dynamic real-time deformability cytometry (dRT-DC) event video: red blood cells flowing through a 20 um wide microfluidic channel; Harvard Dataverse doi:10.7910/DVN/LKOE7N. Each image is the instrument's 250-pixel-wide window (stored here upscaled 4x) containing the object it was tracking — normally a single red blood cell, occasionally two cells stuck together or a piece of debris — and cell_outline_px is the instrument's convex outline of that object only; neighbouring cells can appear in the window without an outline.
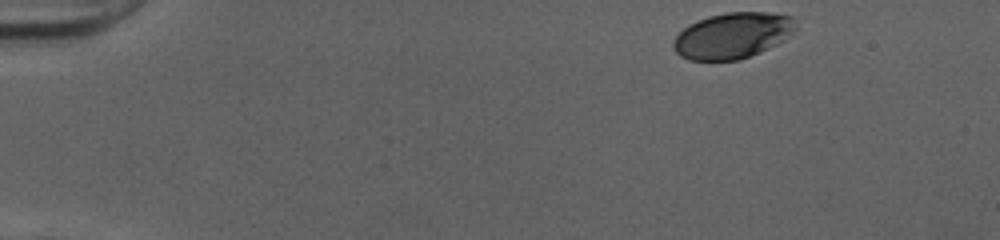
{"species": "human", "species_latin": "Homo sapiens", "temperature_condition": "cold", "stored_images_in_passage": 46, "camera_frame_rate_fps": 3000, "um_per_image_px": 0.085, "donor": {"sex": "female"}, "frame": {"image": 1, "passage_image": 1, "time_ms": 0.0, "image_size_px": [1000, 240], "cell_outline_px": [[796, 28], [784, 40], [776, 44], [740, 60], [688, 60], [680, 56], [672, 48], [672, 40], [684, 28], [708, 16], [728, 12], [768, 12], [792, 16]], "centroid_in_image_um": [62.24, 3.02], "position_along_channel_um": 22.8, "area_um2": 32.48}}
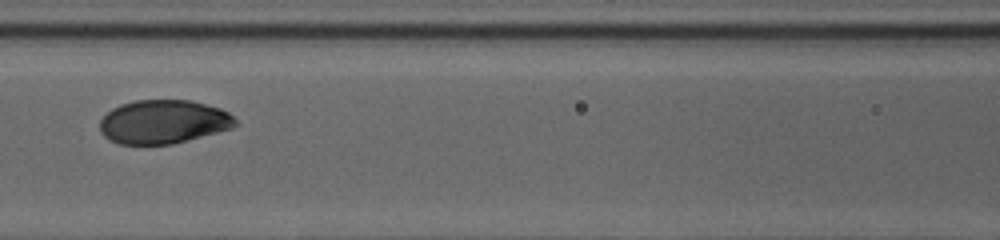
{"frame": {"image": 2, "passage_image": 19, "time_ms": 6.0, "image_size_px": [1000, 240], "cell_outline_px": [[240, 124], [232, 128], [172, 144], [120, 144], [108, 140], [100, 132], [100, 120], [112, 108], [120, 104], [136, 100], [192, 100], [220, 108], [228, 112]], "centroid_in_image_um": [13.88, 10.35], "position_along_channel_um": 152.7, "area_um2": 34.62}}
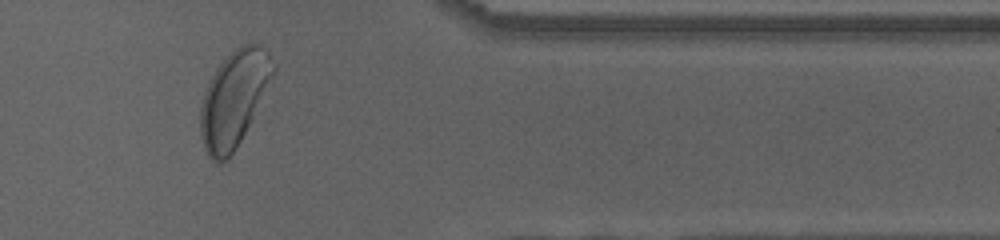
{"frame": {"image": 3, "passage_image": 38, "time_ms": 12.333, "image_size_px": [1000, 240], "cell_outline_px": [[276, 72], [272, 80], [236, 148], [220, 164], [212, 160], [208, 156], [204, 148], [200, 132], [200, 108], [204, 92], [216, 68], [240, 44], [260, 44], [268, 52], [276, 64]], "centroid_in_image_um": [19.89, 8.38], "position_along_channel_um": 391.5, "area_um2": 40.23}, "authors_computed_cell_mechanics": {"area_um2": 35.6337, "velocity_mm_per_s": 3.9873, "shape_relaxation_time_tau1_ms": 1.7885, "shape_relaxation_time_tau2_ms": null, "deformation_change_tau1": 0.1096, "deformation_change_tau2": null}}